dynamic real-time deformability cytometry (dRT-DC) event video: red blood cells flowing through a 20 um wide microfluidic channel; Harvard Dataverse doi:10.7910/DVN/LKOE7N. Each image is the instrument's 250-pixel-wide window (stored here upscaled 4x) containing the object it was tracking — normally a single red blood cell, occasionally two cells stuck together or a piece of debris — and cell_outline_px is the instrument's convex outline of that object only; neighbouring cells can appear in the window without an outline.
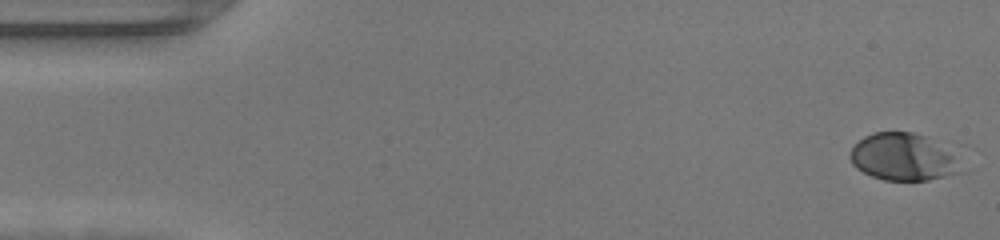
{"species": "human", "species_latin": "Homo sapiens", "temperature_condition": "warm", "stored_images_in_passage": 48, "camera_frame_rate_fps": 3000, "um_per_image_px": 0.085, "donor": {"sex": "female"}, "frame": {"image": 1, "passage_image": 1, "time_ms": 0.0, "image_size_px": [1000, 240], "cell_outline_px": [[964, 172], [928, 180], [884, 180], [872, 176], [856, 168], [852, 164], [848, 156], [852, 148], [864, 136], [872, 132], [912, 132], [928, 136], [952, 156]], "centroid_in_image_um": [76.7, 13.35], "position_along_channel_um": 8.3, "area_um2": 30.11}}
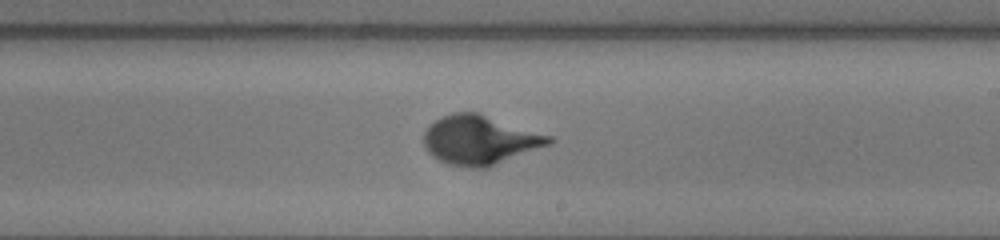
{"frame": {"image": 2, "passage_image": 28, "time_ms": 9.0, "image_size_px": [1000, 240], "cell_outline_px": [[552, 144], [488, 168], [472, 168], [448, 164], [432, 156], [428, 152], [424, 144], [424, 132], [440, 116], [452, 112], [480, 112], [552, 136]], "centroid_in_image_um": [40.82, 11.89], "position_along_channel_um": 248.2, "area_um2": 36.18}}
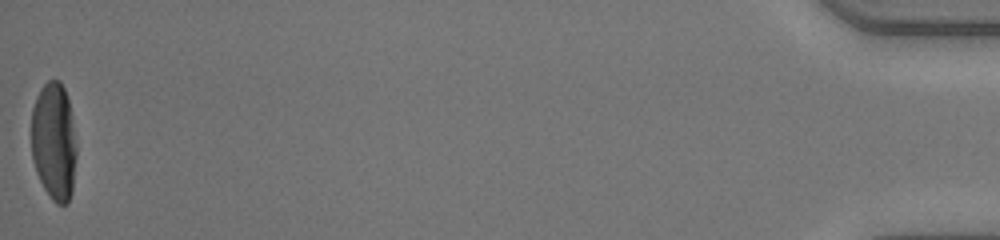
{"frame": {"image": 3, "passage_image": 48, "time_ms": 15.667, "image_size_px": [1000, 240], "cell_outline_px": [[76, 156], [72, 192], [68, 204], [56, 204], [52, 200], [44, 188], [36, 172], [32, 160], [32, 108], [36, 96], [40, 88], [48, 80], [60, 80], [64, 88], [68, 100], [76, 148]], "centroid_in_image_um": [4.57, 12.04], "position_along_channel_um": 430.6, "area_um2": 30.98}}